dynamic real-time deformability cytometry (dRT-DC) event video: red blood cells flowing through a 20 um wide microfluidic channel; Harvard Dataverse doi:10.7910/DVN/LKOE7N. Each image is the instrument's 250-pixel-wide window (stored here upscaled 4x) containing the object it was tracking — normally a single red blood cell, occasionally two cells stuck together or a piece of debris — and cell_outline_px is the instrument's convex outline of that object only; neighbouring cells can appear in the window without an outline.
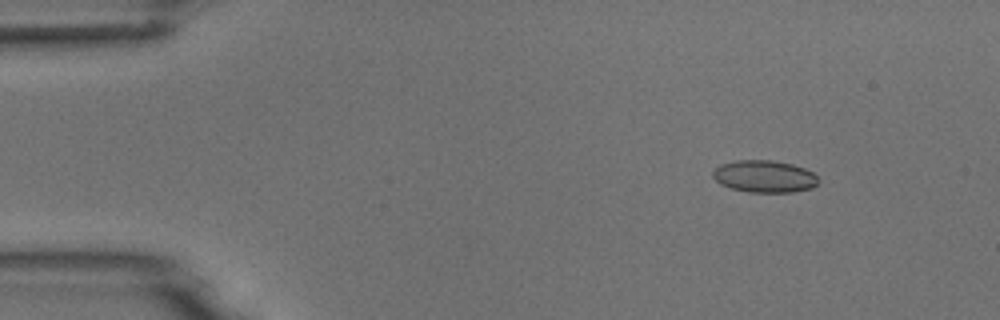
{"species": "common noctule bat (a hibernating species)", "species_latin": "Nyctalus noctula", "temperature_condition": "room temperature", "stored_images_in_passage": 6, "camera_frame_rate_fps": 3000, "um_per_image_px": 0.085, "animal": {"sex": "male", "body_mass_g": 18.8}, "frame": {"image": 1, "passage_image": 2, "time_ms": 1.333, "image_size_px": [1000, 320], "cell_outline_px": [[820, 180], [812, 188], [792, 192], [748, 192], [732, 188], [720, 184], [712, 176], [712, 172], [720, 164], [736, 160], [772, 160], [792, 164], [804, 168], [812, 172]], "centroid_in_image_um": [64.97, 14.99], "position_along_channel_um": 20.0, "area_um2": 19.77}}
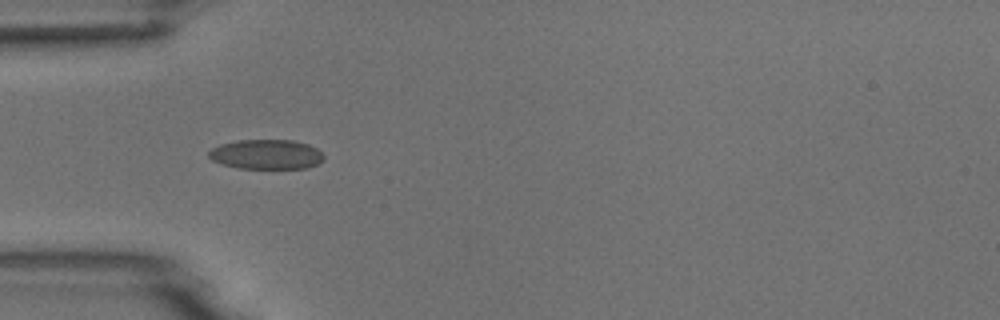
{"frame": {"image": 2, "passage_image": 5, "time_ms": 4.667, "image_size_px": [1000, 320], "cell_outline_px": [[324, 160], [308, 168], [240, 168], [220, 164], [212, 160], [208, 156], [208, 152], [212, 148], [220, 144], [236, 140], [292, 140], [308, 144], [316, 148], [324, 156]], "centroid_in_image_um": [22.62, 13.12], "position_along_channel_um": 62.4, "area_um2": 19.94}}